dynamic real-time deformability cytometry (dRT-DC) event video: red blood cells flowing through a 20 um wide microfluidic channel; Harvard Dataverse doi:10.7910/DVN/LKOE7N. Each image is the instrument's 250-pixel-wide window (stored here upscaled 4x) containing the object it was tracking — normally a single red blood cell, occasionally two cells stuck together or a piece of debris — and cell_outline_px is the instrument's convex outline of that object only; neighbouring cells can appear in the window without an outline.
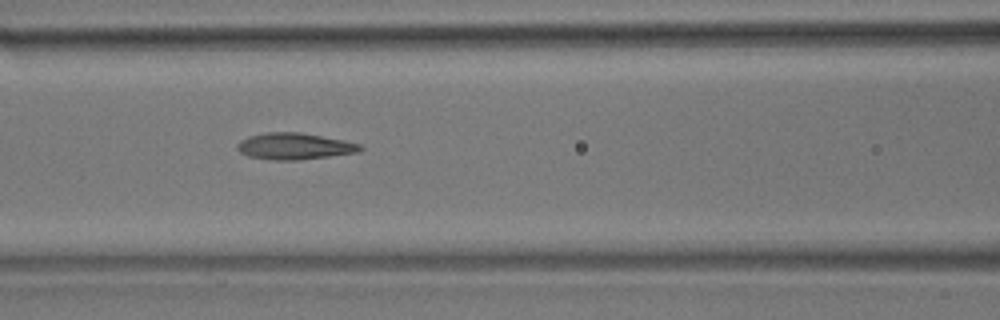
{"species": "common noctule bat (a hibernating species)", "species_latin": "Nyctalus noctula", "temperature_condition": "room temperature", "stored_images_in_passage": 10, "camera_frame_rate_fps": 3000, "um_per_image_px": 0.085, "animal": {"sex": "male", "body_mass_g": 17.9}, "frame": {"image": 1, "passage_image": 4, "time_ms": 4.333, "image_size_px": [1000, 320], "cell_outline_px": [[364, 148], [360, 152], [296, 160], [272, 160], [248, 156], [240, 152], [236, 148], [236, 144], [240, 140], [248, 136], [264, 132], [300, 132], [344, 140], [360, 144]], "centroid_in_image_um": [25.0, 12.42], "position_along_channel_um": 141.6, "area_um2": 19.07}}
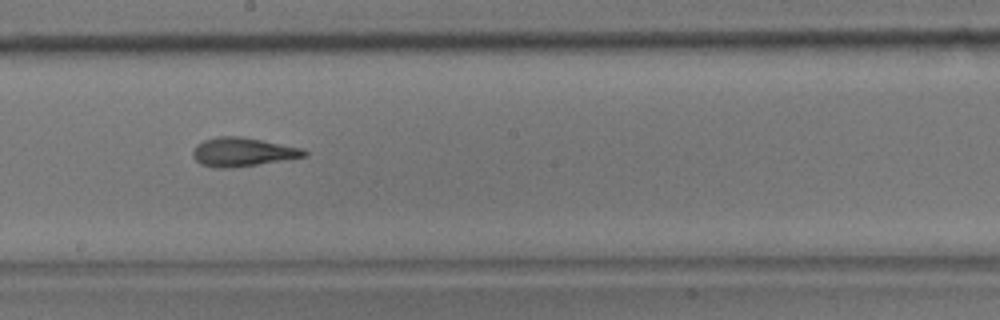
{"frame": {"image": 2, "passage_image": 6, "time_ms": 6.667, "image_size_px": [1000, 320], "cell_outline_px": [[308, 156], [284, 160], [232, 168], [216, 168], [200, 164], [192, 156], [192, 152], [196, 144], [204, 140], [220, 136], [240, 136], [300, 148], [308, 152]], "centroid_in_image_um": [20.58, 12.93], "position_along_channel_um": 227.6, "area_um2": 18.55}}
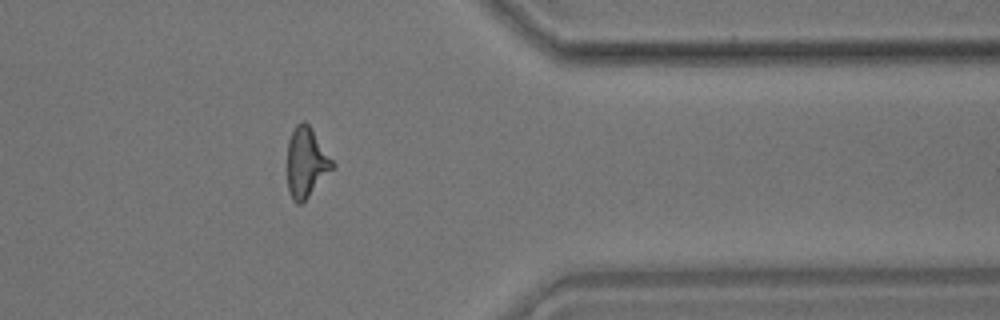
{"frame": {"image": 3, "passage_image": 10, "time_ms": 11.333, "image_size_px": [1000, 320], "cell_outline_px": [[336, 164], [308, 196], [300, 204], [296, 204], [292, 200], [288, 188], [288, 140], [296, 124], [300, 120], [304, 120], [308, 124]], "centroid_in_image_um": [26.02, 13.78], "position_along_channel_um": 385.4, "area_um2": 18.03}, "authors_computed_cell_mechanics": {"area_um2": 18.5538, "velocity_mm_per_s": 3.7001, "shape_relaxation_time_tau1_ms": 6.0978, "shape_relaxation_time_tau2_ms": 2.1797, "deformation_change_tau1": 0.1763, "deformation_change_tau2": 0.0961}}